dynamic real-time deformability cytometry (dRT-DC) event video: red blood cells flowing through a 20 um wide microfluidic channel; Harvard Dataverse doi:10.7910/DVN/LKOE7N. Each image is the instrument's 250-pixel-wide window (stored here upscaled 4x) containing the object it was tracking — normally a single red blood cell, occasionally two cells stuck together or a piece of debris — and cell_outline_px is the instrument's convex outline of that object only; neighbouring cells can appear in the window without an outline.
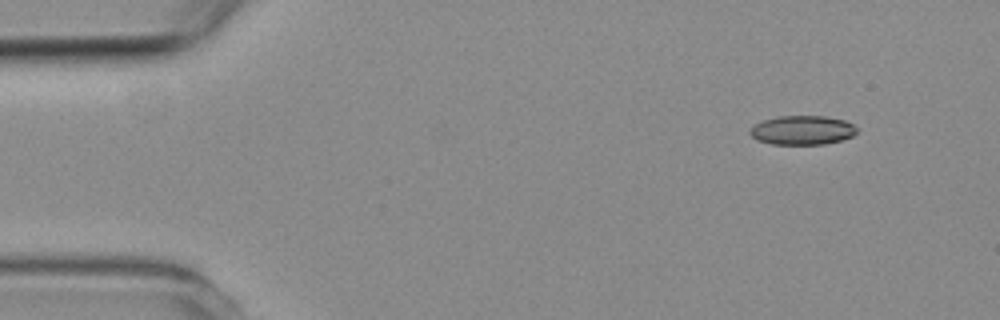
{"species": "common noctule bat (a hibernating species)", "species_latin": "Nyctalus noctula", "temperature_condition": "room temperature", "stored_images_in_passage": 5, "camera_frame_rate_fps": 3000, "um_per_image_px": 0.085, "animal": {"sex": "female", "body_mass_g": 19.3, "forearm_length_mm": 54.1}, "frame": {"image": 1, "passage_image": 1, "time_ms": 0.0, "image_size_px": [1000, 320], "cell_outline_px": [[856, 132], [852, 136], [840, 140], [824, 144], [772, 144], [756, 140], [748, 132], [756, 124], [764, 120], [780, 116], [824, 116], [844, 120], [852, 124], [856, 128]], "centroid_in_image_um": [68.18, 11.07], "position_along_channel_um": 16.8, "area_um2": 17.92}}
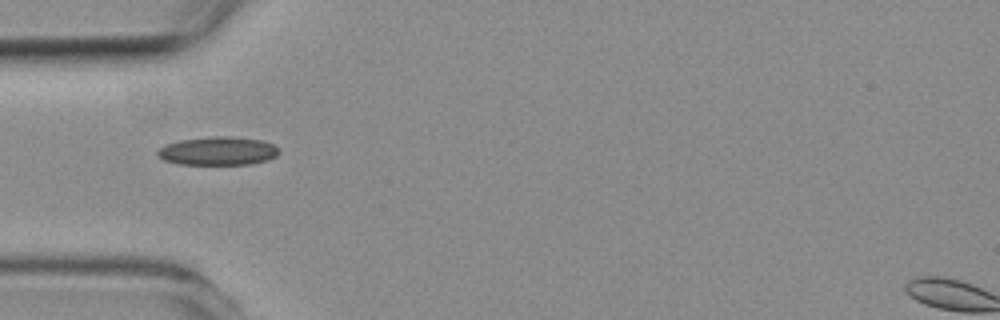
{"frame": {"image": 2, "passage_image": 4, "time_ms": 3.667, "image_size_px": [1000, 320], "cell_outline_px": [[280, 152], [276, 156], [268, 160], [252, 164], [180, 164], [164, 160], [156, 156], [156, 152], [160, 148], [168, 144], [180, 140], [212, 136], [228, 136], [260, 140], [272, 144], [280, 148]], "centroid_in_image_um": [18.54, 12.84], "position_along_channel_um": 66.5, "area_um2": 20.11}}
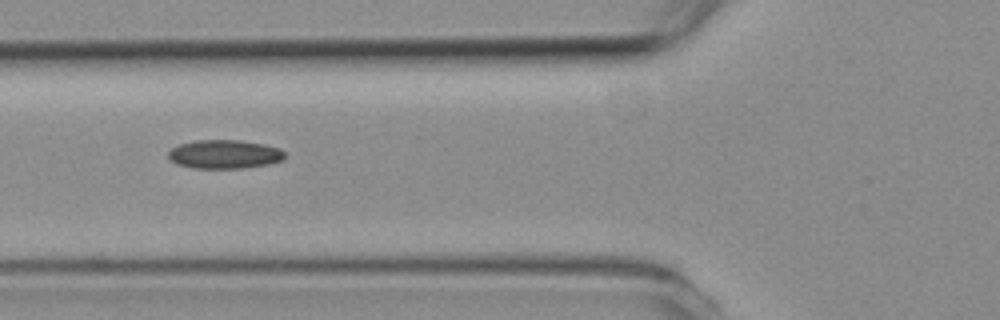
{"frame": {"image": 3, "passage_image": 5, "time_ms": 4.667, "image_size_px": [1000, 320], "cell_outline_px": [[284, 160], [268, 164], [244, 168], [192, 168], [176, 164], [168, 160], [168, 152], [172, 148], [180, 144], [196, 140], [236, 140], [264, 144], [280, 148], [284, 152]], "centroid_in_image_um": [19.06, 13.12], "position_along_channel_um": 106.7, "area_um2": 19.59}}